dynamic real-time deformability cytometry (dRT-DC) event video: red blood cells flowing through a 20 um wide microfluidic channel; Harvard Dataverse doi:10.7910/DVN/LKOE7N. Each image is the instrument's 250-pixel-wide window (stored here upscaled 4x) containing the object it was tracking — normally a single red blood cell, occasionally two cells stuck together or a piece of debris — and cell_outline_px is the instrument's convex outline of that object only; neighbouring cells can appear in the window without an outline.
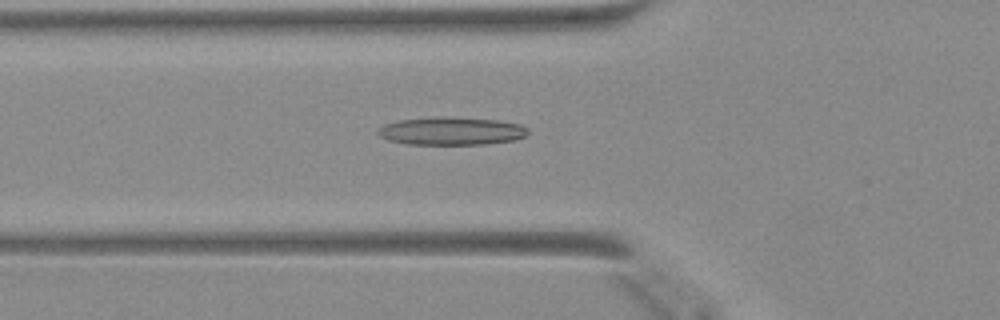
{"species": "Egyptian fruit bat (a non-hibernating species)", "species_latin": "Rousettus aegyptiacus", "temperature_condition": "warm", "stored_images_in_passage": 34, "camera_frame_rate_fps": 3000, "um_per_image_px": 0.085, "animal": {"sex": "female"}, "frame": {"image": 1, "passage_image": 7, "time_ms": 2.0, "image_size_px": [1000, 320], "cell_outline_px": [[528, 132], [524, 136], [516, 140], [484, 144], [408, 144], [388, 140], [380, 136], [376, 132], [384, 124], [400, 120], [440, 116], [444, 116], [500, 120], [520, 124], [528, 128]], "centroid_in_image_um": [38.39, 11.13], "position_along_channel_um": 87.4, "area_um2": 24.51}}
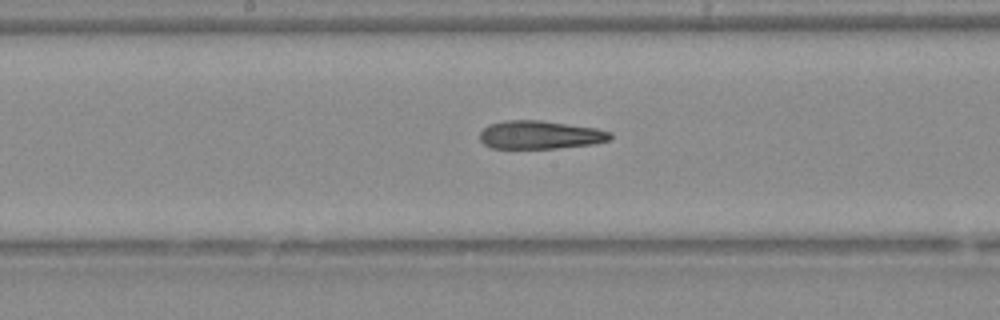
{"frame": {"image": 2, "passage_image": 15, "time_ms": 4.667, "image_size_px": [1000, 320], "cell_outline_px": [[612, 136], [608, 140], [592, 144], [556, 148], [492, 148], [484, 144], [480, 140], [480, 132], [488, 124], [504, 120], [540, 120], [596, 128], [612, 132]], "centroid_in_image_um": [45.88, 11.45], "position_along_channel_um": 202.3, "area_um2": 21.44}}
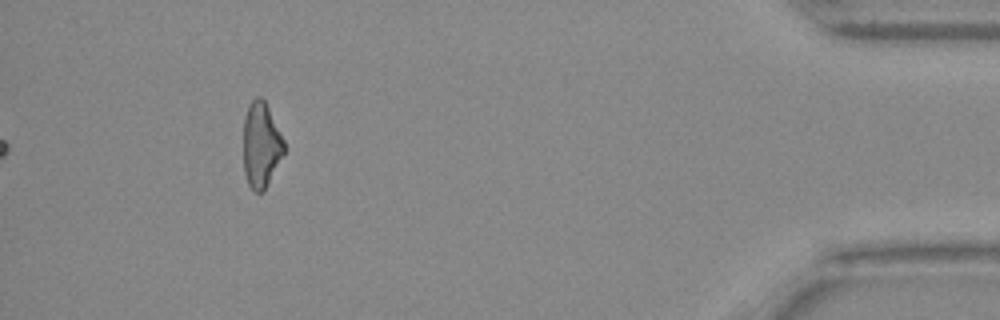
{"frame": {"image": 3, "passage_image": 34, "time_ms": 11.0, "image_size_px": [1000, 320], "cell_outline_px": [[284, 152], [264, 192], [252, 192], [248, 184], [244, 172], [244, 116], [252, 100], [256, 96], [260, 96], [264, 100], [284, 140]], "centroid_in_image_um": [22.18, 12.36], "position_along_channel_um": 413.0, "area_um2": 20.06}}